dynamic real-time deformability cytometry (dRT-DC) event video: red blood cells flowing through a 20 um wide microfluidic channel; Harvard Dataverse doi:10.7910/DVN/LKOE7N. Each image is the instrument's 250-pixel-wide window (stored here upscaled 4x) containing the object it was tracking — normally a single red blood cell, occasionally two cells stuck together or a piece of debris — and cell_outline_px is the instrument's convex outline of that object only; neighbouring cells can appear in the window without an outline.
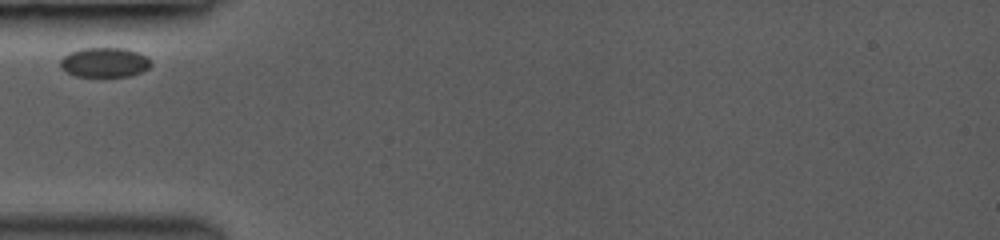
{"species": "common noctule bat (a hibernating species)", "species_latin": "Nyctalus noctula", "temperature_condition": "room temperature", "stored_images_in_passage": 23, "camera_frame_rate_fps": 3000, "um_per_image_px": 0.085, "animal": {"sex": "female", "body_mass_g": 19.0, "forearm_length_mm": 53.3}, "frame": {"image": 1, "passage_image": 1, "time_ms": 0.0, "image_size_px": [1000, 240], "cell_outline_px": [[152, 64], [148, 68], [132, 76], [76, 76], [60, 68], [60, 60], [68, 52], [80, 48], [124, 48], [148, 56]], "centroid_in_image_um": [8.88, 5.29], "position_along_channel_um": 76.1, "area_um2": 15.72}}
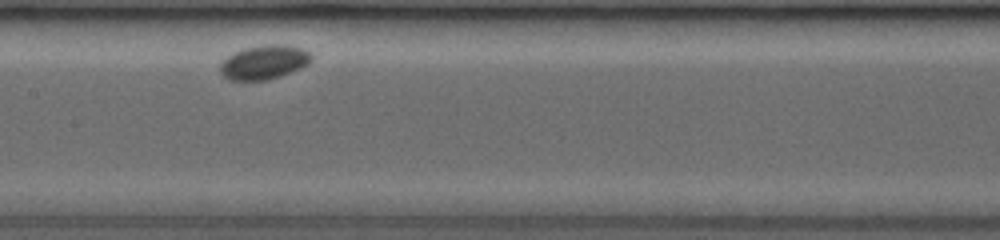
{"frame": {"image": 2, "passage_image": 10, "time_ms": 3.0, "image_size_px": [1000, 240], "cell_outline_px": [[312, 60], [308, 64], [300, 68], [280, 76], [268, 80], [232, 80], [224, 76], [220, 72], [220, 64], [232, 52], [244, 48], [264, 44], [284, 44], [304, 48], [312, 52]], "centroid_in_image_um": [22.48, 5.26], "position_along_channel_um": 184.9, "area_um2": 18.32}}
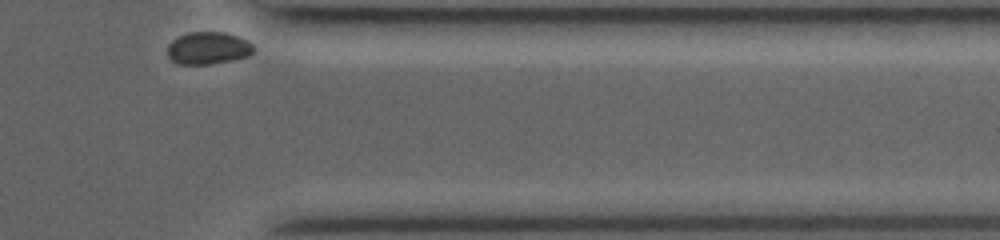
{"frame": {"image": 3, "passage_image": 23, "time_ms": 8.667, "image_size_px": [1000, 240], "cell_outline_px": [[256, 48], [248, 56], [232, 60], [208, 64], [176, 64], [168, 56], [168, 44], [172, 40], [188, 32], [224, 32], [240, 36], [248, 40]], "centroid_in_image_um": [17.71, 4.08], "position_along_channel_um": 393.7, "area_um2": 16.36}}